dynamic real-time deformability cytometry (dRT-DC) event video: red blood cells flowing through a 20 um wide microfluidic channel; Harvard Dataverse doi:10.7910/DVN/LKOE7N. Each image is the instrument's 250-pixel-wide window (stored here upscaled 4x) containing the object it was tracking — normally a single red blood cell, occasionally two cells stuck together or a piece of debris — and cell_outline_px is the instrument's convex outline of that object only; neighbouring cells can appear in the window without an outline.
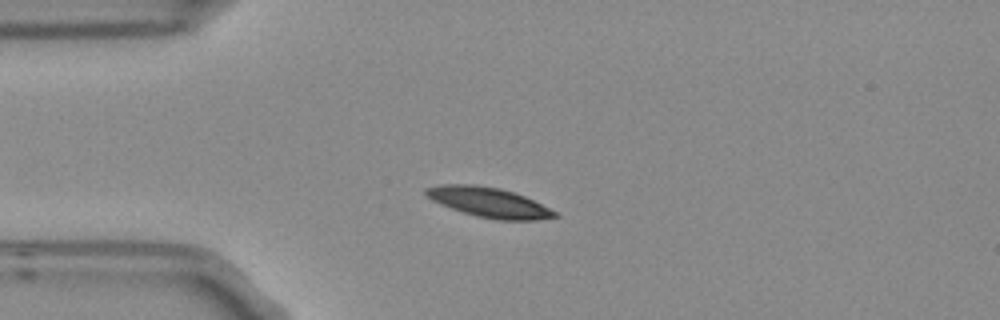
{"species": "Egyptian fruit bat (a non-hibernating species)", "species_latin": "Rousettus aegyptiacus", "temperature_condition": "room temperature", "stored_images_in_passage": 6, "camera_frame_rate_fps": 3000, "um_per_image_px": 0.085, "frame": {"image": 1, "passage_image": 4, "time_ms": 1.0, "image_size_px": [1000, 320], "cell_outline_px": [[560, 216], [540, 220], [496, 220], [476, 216], [440, 204], [432, 200], [424, 192], [424, 188], [440, 184], [476, 184], [500, 188], [524, 196], [556, 212]], "centroid_in_image_um": [41.53, 17.19], "position_along_channel_um": 43.5, "area_um2": 22.31}}
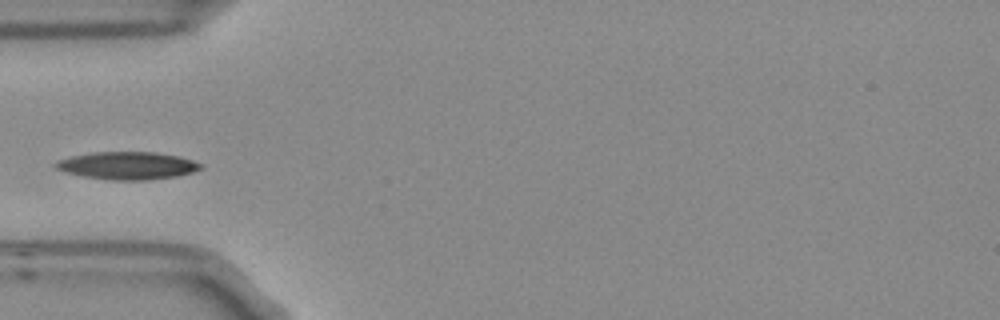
{"frame": {"image": 2, "passage_image": 5, "time_ms": 1.333, "image_size_px": [1000, 320], "cell_outline_px": [[204, 168], [192, 172], [176, 176], [148, 180], [108, 180], [84, 176], [64, 172], [56, 168], [52, 164], [56, 160], [72, 156], [92, 152], [156, 152], [180, 156], [204, 164]], "centroid_in_image_um": [10.83, 14.07], "position_along_channel_um": 74.2, "area_um2": 23.58}}
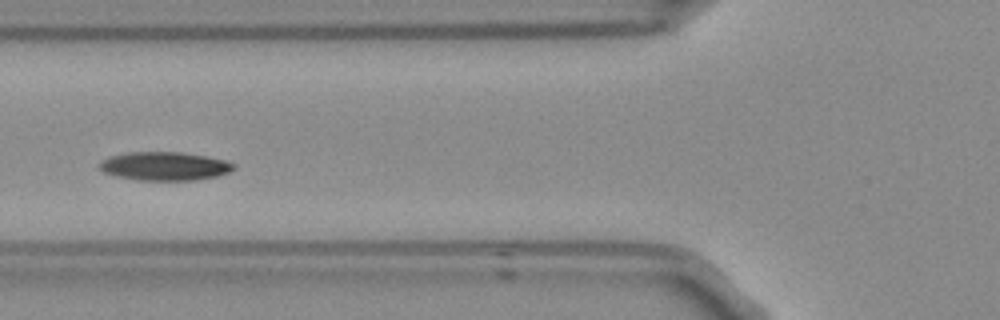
{"frame": {"image": 3, "passage_image": 6, "time_ms": 1.667, "image_size_px": [1000, 320], "cell_outline_px": [[236, 168], [228, 172], [216, 176], [196, 180], [136, 180], [116, 176], [104, 172], [100, 168], [100, 160], [108, 156], [124, 152], [184, 152], [224, 160], [236, 164]], "centroid_in_image_um": [13.96, 14.11], "position_along_channel_um": 111.8, "area_um2": 22.43}}